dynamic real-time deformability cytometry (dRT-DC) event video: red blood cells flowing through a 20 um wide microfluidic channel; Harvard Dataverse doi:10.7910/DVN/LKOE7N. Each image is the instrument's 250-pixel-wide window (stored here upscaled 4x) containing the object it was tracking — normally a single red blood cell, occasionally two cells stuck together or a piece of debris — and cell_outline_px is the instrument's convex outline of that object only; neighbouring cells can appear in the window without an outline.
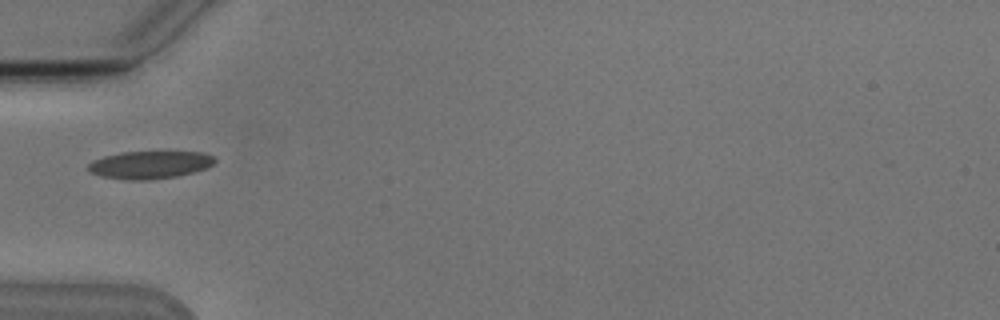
{"species": "Egyptian fruit bat (a non-hibernating species)", "species_latin": "Rousettus aegyptiacus", "temperature_condition": "cold", "stored_images_in_passage": 1, "camera_frame_rate_fps": 3000, "um_per_image_px": 0.085, "animal": {"sex": "male"}, "frame": {"image": 1, "passage_image": 1, "time_ms": 0.0, "image_size_px": [1000, 320], "cell_outline_px": [[216, 160], [212, 164], [204, 168], [192, 172], [176, 176], [148, 180], [128, 180], [100, 176], [92, 172], [88, 168], [88, 164], [92, 160], [104, 156], [124, 152], [204, 152], [212, 156]], "centroid_in_image_um": [12.71, 14.01], "position_along_channel_um": 72.3, "area_um2": 20.17}}